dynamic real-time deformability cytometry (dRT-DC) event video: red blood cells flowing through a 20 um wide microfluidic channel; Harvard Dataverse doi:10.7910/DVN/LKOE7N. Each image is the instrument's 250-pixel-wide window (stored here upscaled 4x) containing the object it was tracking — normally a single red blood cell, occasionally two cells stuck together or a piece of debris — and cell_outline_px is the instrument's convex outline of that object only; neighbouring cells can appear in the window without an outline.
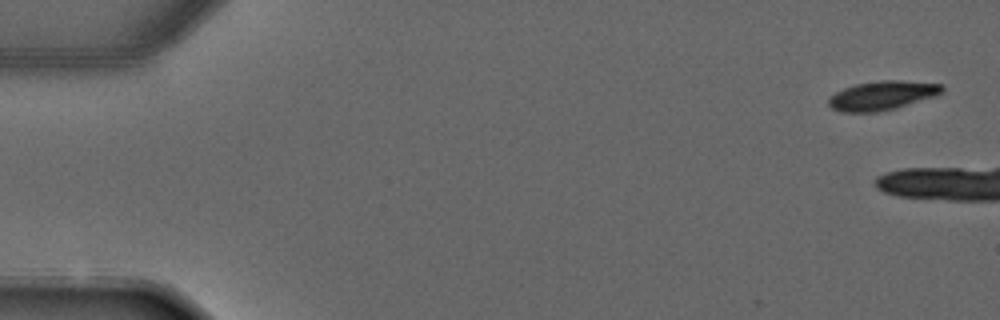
{"species": "common noctule bat (a hibernating species)", "species_latin": "Nyctalus noctula", "temperature_condition": "warm", "stored_images_in_passage": 5, "camera_frame_rate_fps": 3000, "um_per_image_px": 0.085, "animal": {"sex": "male", "forearm_length_mm": 52.5}, "frame": {"image": 1, "passage_image": 1, "time_ms": 0.0, "image_size_px": [1000, 320], "cell_outline_px": [[944, 92], [936, 96], [896, 108], [876, 112], [840, 112], [832, 108], [828, 104], [828, 100], [836, 92], [844, 88], [856, 84], [880, 80], [900, 80], [944, 84]], "centroid_in_image_um": [75.03, 8.11], "position_along_channel_um": 10.0, "area_um2": 19.31}}